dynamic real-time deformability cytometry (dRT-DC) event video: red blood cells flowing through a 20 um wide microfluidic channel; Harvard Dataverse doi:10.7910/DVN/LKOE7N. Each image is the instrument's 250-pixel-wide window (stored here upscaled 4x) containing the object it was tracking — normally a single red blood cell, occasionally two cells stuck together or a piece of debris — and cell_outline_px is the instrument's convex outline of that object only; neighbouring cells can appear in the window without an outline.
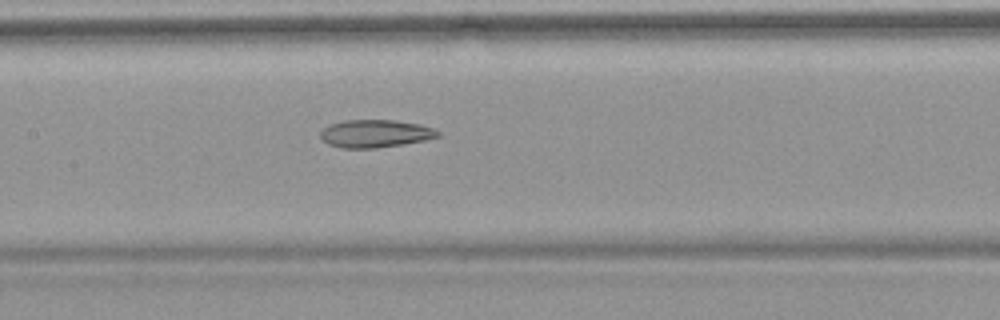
{"species": "common noctule bat (a hibernating species)", "species_latin": "Nyctalus noctula", "temperature_condition": "warm", "stored_images_in_passage": 33, "camera_frame_rate_fps": 3000, "um_per_image_px": 0.085, "animal": {"sex": "female", "body_mass_g": 18.4}, "frame": {"image": 1, "passage_image": 15, "time_ms": 4.667, "image_size_px": [1000, 320], "cell_outline_px": [[440, 136], [424, 140], [404, 144], [376, 148], [340, 148], [328, 144], [320, 136], [320, 132], [324, 128], [332, 124], [344, 120], [392, 120], [420, 124], [432, 128], [440, 132]], "centroid_in_image_um": [31.9, 11.36], "position_along_channel_um": 175.5, "area_um2": 18.9}}